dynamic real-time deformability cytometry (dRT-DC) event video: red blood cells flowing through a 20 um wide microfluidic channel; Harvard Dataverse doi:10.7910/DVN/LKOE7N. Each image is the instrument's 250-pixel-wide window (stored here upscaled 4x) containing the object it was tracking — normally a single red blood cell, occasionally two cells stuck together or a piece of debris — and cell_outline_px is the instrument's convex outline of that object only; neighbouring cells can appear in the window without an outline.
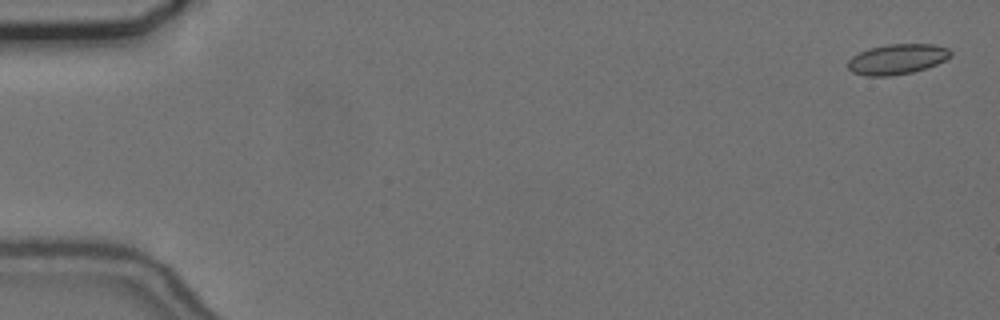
{"species": "common noctule bat (a hibernating species)", "species_latin": "Nyctalus noctula", "temperature_condition": "cold", "stored_images_in_passage": 13, "camera_frame_rate_fps": 3000, "um_per_image_px": 0.085, "animal": {"sex": "female", "body_mass_g": 24.6, "forearm_length_mm": 56.2}, "frame": {"image": 1, "passage_image": 2, "time_ms": 0.333, "image_size_px": [1000, 320], "cell_outline_px": [[952, 56], [928, 68], [912, 72], [888, 76], [864, 76], [852, 72], [848, 68], [848, 60], [852, 56], [868, 48], [888, 44], [932, 44], [948, 48], [952, 52]], "centroid_in_image_um": [76.25, 5.03], "position_along_channel_um": 8.8, "area_um2": 18.21}}